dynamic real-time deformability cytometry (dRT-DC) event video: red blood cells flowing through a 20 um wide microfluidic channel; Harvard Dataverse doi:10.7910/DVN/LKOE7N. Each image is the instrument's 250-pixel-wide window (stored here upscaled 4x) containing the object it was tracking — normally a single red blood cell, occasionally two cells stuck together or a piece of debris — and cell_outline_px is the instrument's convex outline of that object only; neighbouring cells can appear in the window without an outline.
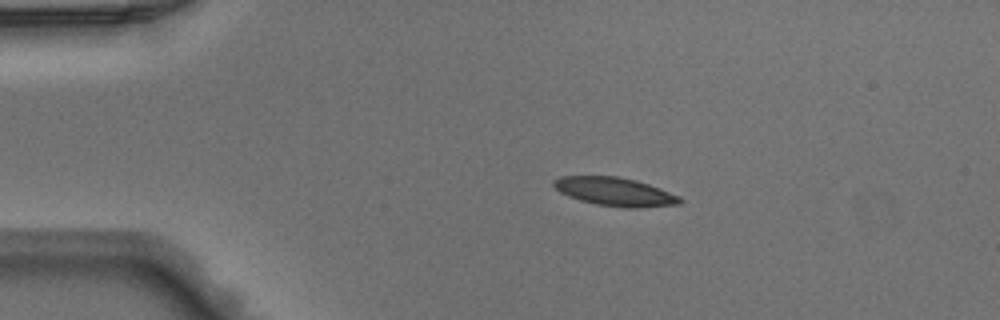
{"species": "Egyptian fruit bat (a non-hibernating species)", "species_latin": "Rousettus aegyptiacus", "temperature_condition": "warm", "stored_images_in_passage": 40, "camera_frame_rate_fps": 3000, "um_per_image_px": 0.085, "animal": {"sex": "male"}, "frame": {"image": 1, "passage_image": 1, "time_ms": 0.0, "image_size_px": [1000, 320], "cell_outline_px": [[684, 200], [680, 204], [640, 208], [624, 208], [596, 204], [580, 200], [568, 196], [560, 192], [552, 184], [552, 180], [560, 176], [616, 176], [636, 180], [660, 188], [680, 196]], "centroid_in_image_um": [52.28, 16.3], "position_along_channel_um": 32.7, "area_um2": 21.1}}
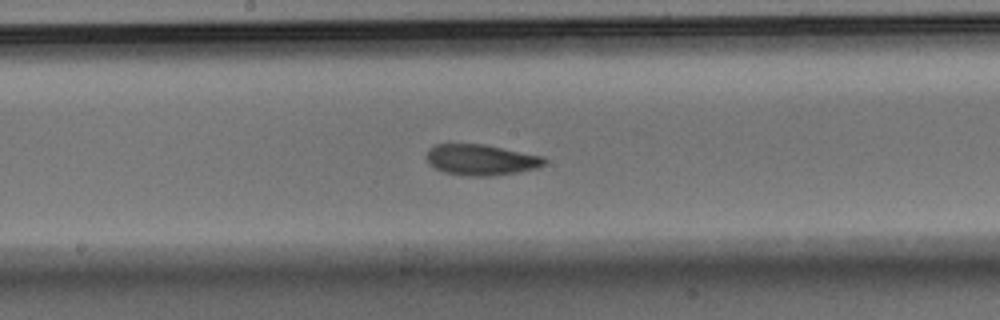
{"frame": {"image": 2, "passage_image": 17, "time_ms": 5.333, "image_size_px": [1000, 320], "cell_outline_px": [[548, 160], [544, 164], [536, 168], [516, 172], [488, 176], [468, 176], [444, 172], [428, 164], [428, 148], [436, 144], [484, 144], [544, 156]], "centroid_in_image_um": [40.9, 13.57], "position_along_channel_um": 207.3, "area_um2": 21.1}}
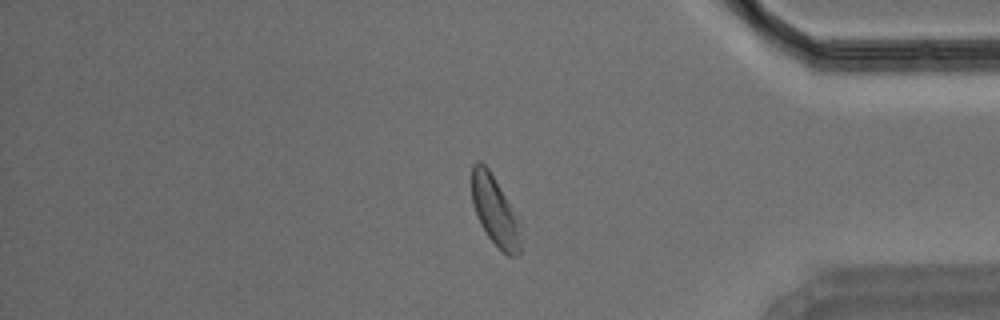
{"frame": {"image": 3, "passage_image": 32, "time_ms": 10.333, "image_size_px": [1000, 320], "cell_outline_px": [[520, 252], [516, 256], [508, 256], [488, 236], [480, 224], [472, 204], [472, 164], [476, 160], [480, 160], [488, 168], [520, 216]], "centroid_in_image_um": [42.09, 17.88], "position_along_channel_um": 393.1, "area_um2": 20.17}}